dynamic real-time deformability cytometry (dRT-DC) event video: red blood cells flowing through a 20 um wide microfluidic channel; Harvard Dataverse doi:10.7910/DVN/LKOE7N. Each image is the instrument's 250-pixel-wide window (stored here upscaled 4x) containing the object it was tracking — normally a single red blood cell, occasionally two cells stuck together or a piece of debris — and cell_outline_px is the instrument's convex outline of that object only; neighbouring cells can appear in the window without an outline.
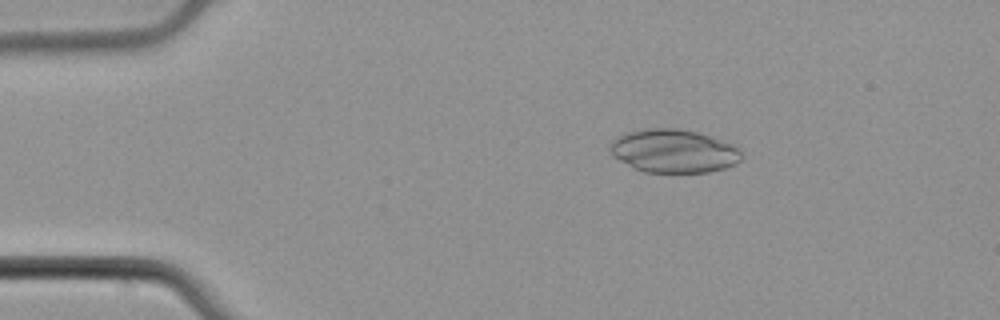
{"species": "common noctule bat (a hibernating species)", "species_latin": "Nyctalus noctula", "temperature_condition": "cold", "stored_images_in_passage": 15, "segment_of_instrument_passage": [1, 2], "camera_frame_rate_fps": 3000, "um_per_image_px": 0.085, "animal": {"sex": "male", "body_mass_g": 21.5, "forearm_length_mm": 52.0}, "frame": {"image": 1, "passage_image": 7, "time_ms": 2.0, "image_size_px": [1000, 320], "cell_outline_px": [[740, 160], [736, 164], [724, 168], [708, 172], [644, 172], [632, 168], [612, 156], [608, 148], [612, 140], [628, 132], [648, 128], [676, 128], [696, 132], [736, 144], [740, 152]], "centroid_in_image_um": [57.24, 12.84], "position_along_channel_um": 27.8, "area_um2": 33.29}}